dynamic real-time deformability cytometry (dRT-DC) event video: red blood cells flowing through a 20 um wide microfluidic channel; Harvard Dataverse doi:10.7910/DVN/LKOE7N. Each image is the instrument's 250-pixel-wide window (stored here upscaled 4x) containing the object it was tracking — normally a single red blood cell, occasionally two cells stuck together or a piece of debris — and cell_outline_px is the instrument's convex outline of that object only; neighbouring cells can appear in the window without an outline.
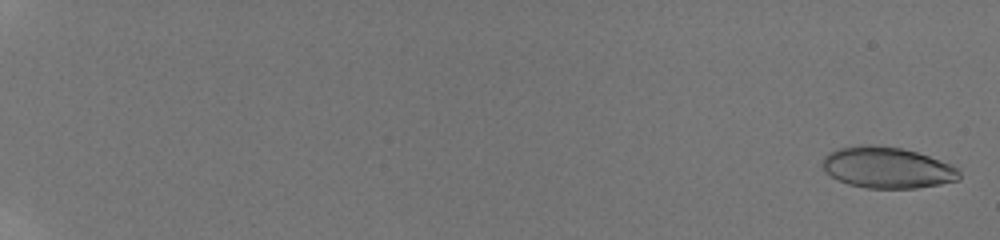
{"species": "human", "species_latin": "Homo sapiens", "temperature_condition": "room temperature", "stored_images_in_passage": 27, "camera_frame_rate_fps": 3000, "um_per_image_px": 0.085, "donor": {"sex": "male"}, "frame": {"image": 1, "passage_image": 1, "time_ms": 0.0, "image_size_px": [1000, 240], "cell_outline_px": [[960, 180], [940, 184], [916, 188], [864, 188], [848, 184], [824, 172], [824, 156], [828, 152], [840, 148], [860, 144], [872, 144], [900, 148], [916, 152], [952, 164], [960, 172]], "centroid_in_image_um": [75.42, 14.25], "position_along_channel_um": 9.6, "area_um2": 32.83}}
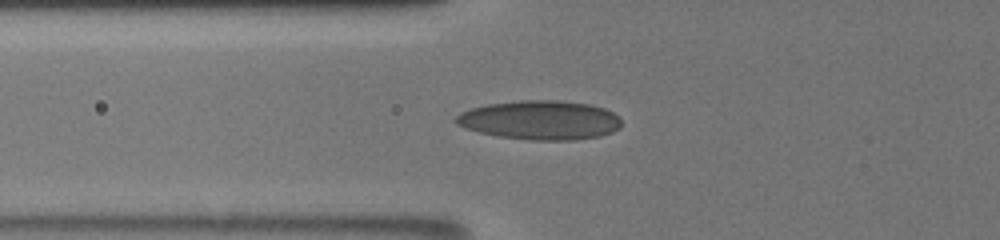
{"frame": {"image": 2, "passage_image": 15, "time_ms": 8.0, "image_size_px": [1000, 240], "cell_outline_px": [[620, 128], [612, 132], [600, 136], [572, 140], [528, 140], [496, 136], [464, 128], [456, 124], [452, 120], [460, 112], [472, 108], [488, 104], [520, 100], [556, 100], [588, 104], [604, 108], [620, 116]], "centroid_in_image_um": [45.89, 10.21], "position_along_channel_um": 79.9, "area_um2": 37.92}}
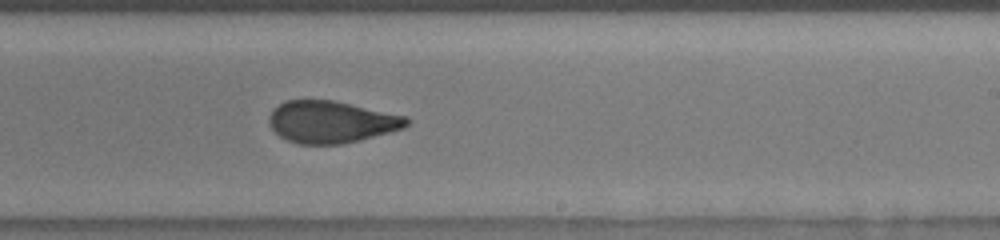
{"frame": {"image": 3, "passage_image": 27, "time_ms": 12.667, "image_size_px": [1000, 240], "cell_outline_px": [[412, 120], [404, 128], [360, 140], [344, 144], [300, 144], [288, 140], [280, 136], [272, 128], [268, 120], [268, 116], [272, 108], [284, 100], [332, 100], [408, 116]], "centroid_in_image_um": [28.16, 10.35], "position_along_channel_um": 260.8, "area_um2": 33.81}}